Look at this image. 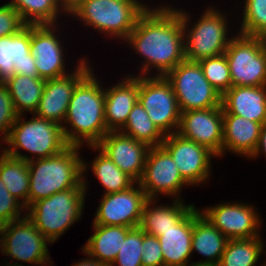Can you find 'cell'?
<instances>
[{"label":"cell","instance_id":"obj_47","mask_svg":"<svg viewBox=\"0 0 266 266\" xmlns=\"http://www.w3.org/2000/svg\"><path fill=\"white\" fill-rule=\"evenodd\" d=\"M7 266H24V265H19V264L16 263V264H14V265H13V264H11V265L8 264Z\"/></svg>","mask_w":266,"mask_h":266},{"label":"cell","instance_id":"obj_15","mask_svg":"<svg viewBox=\"0 0 266 266\" xmlns=\"http://www.w3.org/2000/svg\"><path fill=\"white\" fill-rule=\"evenodd\" d=\"M177 133L222 156V106L181 112Z\"/></svg>","mask_w":266,"mask_h":266},{"label":"cell","instance_id":"obj_34","mask_svg":"<svg viewBox=\"0 0 266 266\" xmlns=\"http://www.w3.org/2000/svg\"><path fill=\"white\" fill-rule=\"evenodd\" d=\"M208 82L223 95L232 87L229 64L225 54L199 61Z\"/></svg>","mask_w":266,"mask_h":266},{"label":"cell","instance_id":"obj_25","mask_svg":"<svg viewBox=\"0 0 266 266\" xmlns=\"http://www.w3.org/2000/svg\"><path fill=\"white\" fill-rule=\"evenodd\" d=\"M173 202V206L160 205L154 207V199L148 198L143 213L139 228L146 234L160 236L164 231L173 228L178 224L193 208L194 205H184L178 198ZM153 207H150L152 206Z\"/></svg>","mask_w":266,"mask_h":266},{"label":"cell","instance_id":"obj_3","mask_svg":"<svg viewBox=\"0 0 266 266\" xmlns=\"http://www.w3.org/2000/svg\"><path fill=\"white\" fill-rule=\"evenodd\" d=\"M80 146L69 145L62 152L27 162L29 170L28 206L51 195L84 187L86 163L78 156Z\"/></svg>","mask_w":266,"mask_h":266},{"label":"cell","instance_id":"obj_18","mask_svg":"<svg viewBox=\"0 0 266 266\" xmlns=\"http://www.w3.org/2000/svg\"><path fill=\"white\" fill-rule=\"evenodd\" d=\"M254 207L244 203H224L207 208L201 214L228 239L259 237L261 224Z\"/></svg>","mask_w":266,"mask_h":266},{"label":"cell","instance_id":"obj_41","mask_svg":"<svg viewBox=\"0 0 266 266\" xmlns=\"http://www.w3.org/2000/svg\"><path fill=\"white\" fill-rule=\"evenodd\" d=\"M35 59L32 54H29V59L16 60L14 64L15 74H20L28 77H39L35 65Z\"/></svg>","mask_w":266,"mask_h":266},{"label":"cell","instance_id":"obj_46","mask_svg":"<svg viewBox=\"0 0 266 266\" xmlns=\"http://www.w3.org/2000/svg\"><path fill=\"white\" fill-rule=\"evenodd\" d=\"M186 266H214V265H211V264H205V263H192L190 265H186Z\"/></svg>","mask_w":266,"mask_h":266},{"label":"cell","instance_id":"obj_4","mask_svg":"<svg viewBox=\"0 0 266 266\" xmlns=\"http://www.w3.org/2000/svg\"><path fill=\"white\" fill-rule=\"evenodd\" d=\"M84 187H74L57 192L48 198L40 199L26 209V217L52 244L75 221L81 217L86 195Z\"/></svg>","mask_w":266,"mask_h":266},{"label":"cell","instance_id":"obj_31","mask_svg":"<svg viewBox=\"0 0 266 266\" xmlns=\"http://www.w3.org/2000/svg\"><path fill=\"white\" fill-rule=\"evenodd\" d=\"M259 237L250 239H229L217 266H254L263 252Z\"/></svg>","mask_w":266,"mask_h":266},{"label":"cell","instance_id":"obj_7","mask_svg":"<svg viewBox=\"0 0 266 266\" xmlns=\"http://www.w3.org/2000/svg\"><path fill=\"white\" fill-rule=\"evenodd\" d=\"M180 14L184 30L185 59L199 62L209 57L225 53L231 38H227L226 17L214 8H208L197 23L188 31L189 17L186 12L177 10ZM187 38V39H186Z\"/></svg>","mask_w":266,"mask_h":266},{"label":"cell","instance_id":"obj_12","mask_svg":"<svg viewBox=\"0 0 266 266\" xmlns=\"http://www.w3.org/2000/svg\"><path fill=\"white\" fill-rule=\"evenodd\" d=\"M138 183L147 198L151 199H155L157 193L176 197L183 186L189 185L162 145L149 148L144 171Z\"/></svg>","mask_w":266,"mask_h":266},{"label":"cell","instance_id":"obj_8","mask_svg":"<svg viewBox=\"0 0 266 266\" xmlns=\"http://www.w3.org/2000/svg\"><path fill=\"white\" fill-rule=\"evenodd\" d=\"M165 78L172 85L181 112L221 106L222 95L205 78L199 62L185 59Z\"/></svg>","mask_w":266,"mask_h":266},{"label":"cell","instance_id":"obj_44","mask_svg":"<svg viewBox=\"0 0 266 266\" xmlns=\"http://www.w3.org/2000/svg\"><path fill=\"white\" fill-rule=\"evenodd\" d=\"M90 258H88L86 260H82L81 262L79 261L78 263H76L72 266H110L107 263H104L98 259L92 258V256Z\"/></svg>","mask_w":266,"mask_h":266},{"label":"cell","instance_id":"obj_43","mask_svg":"<svg viewBox=\"0 0 266 266\" xmlns=\"http://www.w3.org/2000/svg\"><path fill=\"white\" fill-rule=\"evenodd\" d=\"M58 4H61L63 12L71 13V11L76 8L83 0H56Z\"/></svg>","mask_w":266,"mask_h":266},{"label":"cell","instance_id":"obj_45","mask_svg":"<svg viewBox=\"0 0 266 266\" xmlns=\"http://www.w3.org/2000/svg\"><path fill=\"white\" fill-rule=\"evenodd\" d=\"M257 38H258V40H259V42H260V45H261L262 51H263V53H264V55H265V57H266V31L263 32V33H261V34H259V35L257 36Z\"/></svg>","mask_w":266,"mask_h":266},{"label":"cell","instance_id":"obj_14","mask_svg":"<svg viewBox=\"0 0 266 266\" xmlns=\"http://www.w3.org/2000/svg\"><path fill=\"white\" fill-rule=\"evenodd\" d=\"M171 155L182 178L189 184L203 183L208 179L210 159L216 156L207 147L186 139L178 133L165 135L161 144Z\"/></svg>","mask_w":266,"mask_h":266},{"label":"cell","instance_id":"obj_40","mask_svg":"<svg viewBox=\"0 0 266 266\" xmlns=\"http://www.w3.org/2000/svg\"><path fill=\"white\" fill-rule=\"evenodd\" d=\"M142 248L143 266H164L161 246L156 236L146 234L143 231Z\"/></svg>","mask_w":266,"mask_h":266},{"label":"cell","instance_id":"obj_27","mask_svg":"<svg viewBox=\"0 0 266 266\" xmlns=\"http://www.w3.org/2000/svg\"><path fill=\"white\" fill-rule=\"evenodd\" d=\"M12 97L15 111L23 116V112L34 113L40 103L45 79L14 74L4 82Z\"/></svg>","mask_w":266,"mask_h":266},{"label":"cell","instance_id":"obj_6","mask_svg":"<svg viewBox=\"0 0 266 266\" xmlns=\"http://www.w3.org/2000/svg\"><path fill=\"white\" fill-rule=\"evenodd\" d=\"M147 9L136 0H83L69 14L98 31L126 40Z\"/></svg>","mask_w":266,"mask_h":266},{"label":"cell","instance_id":"obj_23","mask_svg":"<svg viewBox=\"0 0 266 266\" xmlns=\"http://www.w3.org/2000/svg\"><path fill=\"white\" fill-rule=\"evenodd\" d=\"M193 209L173 228L158 236L164 266H186L192 254Z\"/></svg>","mask_w":266,"mask_h":266},{"label":"cell","instance_id":"obj_19","mask_svg":"<svg viewBox=\"0 0 266 266\" xmlns=\"http://www.w3.org/2000/svg\"><path fill=\"white\" fill-rule=\"evenodd\" d=\"M54 26L30 25V52L39 77L45 80L66 75L63 47L54 34Z\"/></svg>","mask_w":266,"mask_h":266},{"label":"cell","instance_id":"obj_9","mask_svg":"<svg viewBox=\"0 0 266 266\" xmlns=\"http://www.w3.org/2000/svg\"><path fill=\"white\" fill-rule=\"evenodd\" d=\"M138 101L147 111L150 120L164 135L177 133L181 111L172 85L165 76L139 75ZM170 130L173 132H169Z\"/></svg>","mask_w":266,"mask_h":266},{"label":"cell","instance_id":"obj_16","mask_svg":"<svg viewBox=\"0 0 266 266\" xmlns=\"http://www.w3.org/2000/svg\"><path fill=\"white\" fill-rule=\"evenodd\" d=\"M90 71L87 61L82 59L73 74L67 73V75L47 79L40 103L34 114L39 118L61 125V122L65 120L74 89Z\"/></svg>","mask_w":266,"mask_h":266},{"label":"cell","instance_id":"obj_36","mask_svg":"<svg viewBox=\"0 0 266 266\" xmlns=\"http://www.w3.org/2000/svg\"><path fill=\"white\" fill-rule=\"evenodd\" d=\"M143 231L139 227L131 228L122 243L113 265L143 266L142 265ZM115 263V264H114Z\"/></svg>","mask_w":266,"mask_h":266},{"label":"cell","instance_id":"obj_17","mask_svg":"<svg viewBox=\"0 0 266 266\" xmlns=\"http://www.w3.org/2000/svg\"><path fill=\"white\" fill-rule=\"evenodd\" d=\"M94 150H101L122 172L136 182L142 177L149 146L120 131H109L96 145H89Z\"/></svg>","mask_w":266,"mask_h":266},{"label":"cell","instance_id":"obj_37","mask_svg":"<svg viewBox=\"0 0 266 266\" xmlns=\"http://www.w3.org/2000/svg\"><path fill=\"white\" fill-rule=\"evenodd\" d=\"M17 117L9 90L4 82H0V132L4 134L3 141L7 139Z\"/></svg>","mask_w":266,"mask_h":266},{"label":"cell","instance_id":"obj_11","mask_svg":"<svg viewBox=\"0 0 266 266\" xmlns=\"http://www.w3.org/2000/svg\"><path fill=\"white\" fill-rule=\"evenodd\" d=\"M2 254L18 261L50 265L47 245L51 243L26 217L0 226ZM2 242V243H1Z\"/></svg>","mask_w":266,"mask_h":266},{"label":"cell","instance_id":"obj_2","mask_svg":"<svg viewBox=\"0 0 266 266\" xmlns=\"http://www.w3.org/2000/svg\"><path fill=\"white\" fill-rule=\"evenodd\" d=\"M104 89L91 71L77 84L68 105L63 133L69 145H96L109 131L105 124Z\"/></svg>","mask_w":266,"mask_h":266},{"label":"cell","instance_id":"obj_35","mask_svg":"<svg viewBox=\"0 0 266 266\" xmlns=\"http://www.w3.org/2000/svg\"><path fill=\"white\" fill-rule=\"evenodd\" d=\"M239 34L255 36L266 31V0H245Z\"/></svg>","mask_w":266,"mask_h":266},{"label":"cell","instance_id":"obj_1","mask_svg":"<svg viewBox=\"0 0 266 266\" xmlns=\"http://www.w3.org/2000/svg\"><path fill=\"white\" fill-rule=\"evenodd\" d=\"M184 30L177 9L169 6L148 9L139 17L126 41L146 60L141 76L156 68L165 76L185 60Z\"/></svg>","mask_w":266,"mask_h":266},{"label":"cell","instance_id":"obj_29","mask_svg":"<svg viewBox=\"0 0 266 266\" xmlns=\"http://www.w3.org/2000/svg\"><path fill=\"white\" fill-rule=\"evenodd\" d=\"M0 155V179L10 194L16 198L23 199L22 205L28 207L29 193V170L27 162L12 157L2 151ZM20 197V198H19Z\"/></svg>","mask_w":266,"mask_h":266},{"label":"cell","instance_id":"obj_32","mask_svg":"<svg viewBox=\"0 0 266 266\" xmlns=\"http://www.w3.org/2000/svg\"><path fill=\"white\" fill-rule=\"evenodd\" d=\"M7 4L19 12L26 25H56L62 9L56 0H12Z\"/></svg>","mask_w":266,"mask_h":266},{"label":"cell","instance_id":"obj_5","mask_svg":"<svg viewBox=\"0 0 266 266\" xmlns=\"http://www.w3.org/2000/svg\"><path fill=\"white\" fill-rule=\"evenodd\" d=\"M21 117L18 115L5 140L10 145L3 150L6 154L29 162L33 158L22 155L18 149H25L36 154L37 159H42L56 155L69 146L59 123L37 116L30 121L22 120Z\"/></svg>","mask_w":266,"mask_h":266},{"label":"cell","instance_id":"obj_24","mask_svg":"<svg viewBox=\"0 0 266 266\" xmlns=\"http://www.w3.org/2000/svg\"><path fill=\"white\" fill-rule=\"evenodd\" d=\"M229 239L223 235L201 211L193 208V234L191 250L197 251L207 258V260L195 263H205L217 266L221 256L225 251ZM209 258V259H208Z\"/></svg>","mask_w":266,"mask_h":266},{"label":"cell","instance_id":"obj_33","mask_svg":"<svg viewBox=\"0 0 266 266\" xmlns=\"http://www.w3.org/2000/svg\"><path fill=\"white\" fill-rule=\"evenodd\" d=\"M94 175L104 186V194L116 193L126 190L137 183L132 177L122 172L119 167L102 151L92 162L91 165Z\"/></svg>","mask_w":266,"mask_h":266},{"label":"cell","instance_id":"obj_39","mask_svg":"<svg viewBox=\"0 0 266 266\" xmlns=\"http://www.w3.org/2000/svg\"><path fill=\"white\" fill-rule=\"evenodd\" d=\"M26 26L19 12L11 5L0 7V37L14 35Z\"/></svg>","mask_w":266,"mask_h":266},{"label":"cell","instance_id":"obj_13","mask_svg":"<svg viewBox=\"0 0 266 266\" xmlns=\"http://www.w3.org/2000/svg\"><path fill=\"white\" fill-rule=\"evenodd\" d=\"M104 194L97 208L93 224L107 226L139 227L147 196L140 187Z\"/></svg>","mask_w":266,"mask_h":266},{"label":"cell","instance_id":"obj_20","mask_svg":"<svg viewBox=\"0 0 266 266\" xmlns=\"http://www.w3.org/2000/svg\"><path fill=\"white\" fill-rule=\"evenodd\" d=\"M223 114H234L263 124L266 121V86H232L222 95Z\"/></svg>","mask_w":266,"mask_h":266},{"label":"cell","instance_id":"obj_21","mask_svg":"<svg viewBox=\"0 0 266 266\" xmlns=\"http://www.w3.org/2000/svg\"><path fill=\"white\" fill-rule=\"evenodd\" d=\"M105 124L108 131H118L138 101V76H128L123 82L105 90Z\"/></svg>","mask_w":266,"mask_h":266},{"label":"cell","instance_id":"obj_28","mask_svg":"<svg viewBox=\"0 0 266 266\" xmlns=\"http://www.w3.org/2000/svg\"><path fill=\"white\" fill-rule=\"evenodd\" d=\"M30 53V25L14 35L0 37V82L12 77L16 60L29 59Z\"/></svg>","mask_w":266,"mask_h":266},{"label":"cell","instance_id":"obj_22","mask_svg":"<svg viewBox=\"0 0 266 266\" xmlns=\"http://www.w3.org/2000/svg\"><path fill=\"white\" fill-rule=\"evenodd\" d=\"M262 124L234 114H223V152L251 157L259 143ZM226 149V150H225Z\"/></svg>","mask_w":266,"mask_h":266},{"label":"cell","instance_id":"obj_26","mask_svg":"<svg viewBox=\"0 0 266 266\" xmlns=\"http://www.w3.org/2000/svg\"><path fill=\"white\" fill-rule=\"evenodd\" d=\"M93 227L94 234L88 238L82 251L111 266L131 228L98 224H93Z\"/></svg>","mask_w":266,"mask_h":266},{"label":"cell","instance_id":"obj_10","mask_svg":"<svg viewBox=\"0 0 266 266\" xmlns=\"http://www.w3.org/2000/svg\"><path fill=\"white\" fill-rule=\"evenodd\" d=\"M232 86H266V57L255 36L238 34L225 50Z\"/></svg>","mask_w":266,"mask_h":266},{"label":"cell","instance_id":"obj_30","mask_svg":"<svg viewBox=\"0 0 266 266\" xmlns=\"http://www.w3.org/2000/svg\"><path fill=\"white\" fill-rule=\"evenodd\" d=\"M119 131L149 147L160 146L165 138V135L150 120L147 111L139 101L133 106L126 124Z\"/></svg>","mask_w":266,"mask_h":266},{"label":"cell","instance_id":"obj_42","mask_svg":"<svg viewBox=\"0 0 266 266\" xmlns=\"http://www.w3.org/2000/svg\"><path fill=\"white\" fill-rule=\"evenodd\" d=\"M261 151H263L262 153L265 152L264 154L266 156V121L262 124L259 143L251 158H256Z\"/></svg>","mask_w":266,"mask_h":266},{"label":"cell","instance_id":"obj_38","mask_svg":"<svg viewBox=\"0 0 266 266\" xmlns=\"http://www.w3.org/2000/svg\"><path fill=\"white\" fill-rule=\"evenodd\" d=\"M22 202L14 198L0 179V226L20 219Z\"/></svg>","mask_w":266,"mask_h":266}]
</instances>
